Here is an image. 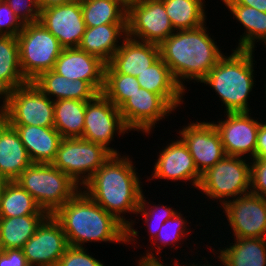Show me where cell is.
I'll use <instances>...</instances> for the list:
<instances>
[{
    "label": "cell",
    "mask_w": 266,
    "mask_h": 266,
    "mask_svg": "<svg viewBox=\"0 0 266 266\" xmlns=\"http://www.w3.org/2000/svg\"><path fill=\"white\" fill-rule=\"evenodd\" d=\"M126 155L113 154L81 189L127 227V243L135 245L139 232L134 224L139 222L127 220L125 215H136L143 184L133 159Z\"/></svg>",
    "instance_id": "6da1fadb"
},
{
    "label": "cell",
    "mask_w": 266,
    "mask_h": 266,
    "mask_svg": "<svg viewBox=\"0 0 266 266\" xmlns=\"http://www.w3.org/2000/svg\"><path fill=\"white\" fill-rule=\"evenodd\" d=\"M52 215L61 224L69 246L127 243V227L82 189Z\"/></svg>",
    "instance_id": "7a4b0ae2"
},
{
    "label": "cell",
    "mask_w": 266,
    "mask_h": 266,
    "mask_svg": "<svg viewBox=\"0 0 266 266\" xmlns=\"http://www.w3.org/2000/svg\"><path fill=\"white\" fill-rule=\"evenodd\" d=\"M206 24L176 30L159 45L160 57L183 90L187 89L185 81L200 83L224 55Z\"/></svg>",
    "instance_id": "3957f363"
},
{
    "label": "cell",
    "mask_w": 266,
    "mask_h": 266,
    "mask_svg": "<svg viewBox=\"0 0 266 266\" xmlns=\"http://www.w3.org/2000/svg\"><path fill=\"white\" fill-rule=\"evenodd\" d=\"M254 50L233 49L223 55L208 75L200 82L219 96L226 112H251L248 99L256 85ZM255 84V85H254Z\"/></svg>",
    "instance_id": "277c9868"
},
{
    "label": "cell",
    "mask_w": 266,
    "mask_h": 266,
    "mask_svg": "<svg viewBox=\"0 0 266 266\" xmlns=\"http://www.w3.org/2000/svg\"><path fill=\"white\" fill-rule=\"evenodd\" d=\"M15 181L49 215L81 190L78 184L52 164L32 163Z\"/></svg>",
    "instance_id": "5b68a950"
},
{
    "label": "cell",
    "mask_w": 266,
    "mask_h": 266,
    "mask_svg": "<svg viewBox=\"0 0 266 266\" xmlns=\"http://www.w3.org/2000/svg\"><path fill=\"white\" fill-rule=\"evenodd\" d=\"M250 176V159L225 156L202 174L197 189L206 198L214 201L216 199V202L219 200L222 206L226 201L250 192Z\"/></svg>",
    "instance_id": "8992f818"
},
{
    "label": "cell",
    "mask_w": 266,
    "mask_h": 266,
    "mask_svg": "<svg viewBox=\"0 0 266 266\" xmlns=\"http://www.w3.org/2000/svg\"><path fill=\"white\" fill-rule=\"evenodd\" d=\"M17 40L22 74L28 82L52 70L63 50L58 39L39 21L24 24Z\"/></svg>",
    "instance_id": "52a82bcc"
},
{
    "label": "cell",
    "mask_w": 266,
    "mask_h": 266,
    "mask_svg": "<svg viewBox=\"0 0 266 266\" xmlns=\"http://www.w3.org/2000/svg\"><path fill=\"white\" fill-rule=\"evenodd\" d=\"M0 108L9 125L54 127V101L33 82L7 92Z\"/></svg>",
    "instance_id": "ba28073f"
},
{
    "label": "cell",
    "mask_w": 266,
    "mask_h": 266,
    "mask_svg": "<svg viewBox=\"0 0 266 266\" xmlns=\"http://www.w3.org/2000/svg\"><path fill=\"white\" fill-rule=\"evenodd\" d=\"M112 155L105 146L81 137L63 138L51 164L83 187Z\"/></svg>",
    "instance_id": "9c48e42d"
},
{
    "label": "cell",
    "mask_w": 266,
    "mask_h": 266,
    "mask_svg": "<svg viewBox=\"0 0 266 266\" xmlns=\"http://www.w3.org/2000/svg\"><path fill=\"white\" fill-rule=\"evenodd\" d=\"M175 32L161 0H133L127 4V36L160 45Z\"/></svg>",
    "instance_id": "30bf717a"
},
{
    "label": "cell",
    "mask_w": 266,
    "mask_h": 266,
    "mask_svg": "<svg viewBox=\"0 0 266 266\" xmlns=\"http://www.w3.org/2000/svg\"><path fill=\"white\" fill-rule=\"evenodd\" d=\"M128 131L130 133L131 130L125 125L119 108L102 93L93 100L86 102L84 129L81 138L103 145L113 154H121L109 145L114 141L116 134L123 136L125 133L129 134Z\"/></svg>",
    "instance_id": "8fae6325"
},
{
    "label": "cell",
    "mask_w": 266,
    "mask_h": 266,
    "mask_svg": "<svg viewBox=\"0 0 266 266\" xmlns=\"http://www.w3.org/2000/svg\"><path fill=\"white\" fill-rule=\"evenodd\" d=\"M231 238H266V199L251 192L226 201L222 206Z\"/></svg>",
    "instance_id": "7c38bea8"
},
{
    "label": "cell",
    "mask_w": 266,
    "mask_h": 266,
    "mask_svg": "<svg viewBox=\"0 0 266 266\" xmlns=\"http://www.w3.org/2000/svg\"><path fill=\"white\" fill-rule=\"evenodd\" d=\"M119 111L131 131L150 136L155 125L175 109L161 95L140 88L119 107Z\"/></svg>",
    "instance_id": "4fadbf2b"
},
{
    "label": "cell",
    "mask_w": 266,
    "mask_h": 266,
    "mask_svg": "<svg viewBox=\"0 0 266 266\" xmlns=\"http://www.w3.org/2000/svg\"><path fill=\"white\" fill-rule=\"evenodd\" d=\"M225 114L227 116L225 119L212 121V123L220 134L226 156L255 158L261 120L258 121L259 118L252 117L249 112H226Z\"/></svg>",
    "instance_id": "5bb4252c"
},
{
    "label": "cell",
    "mask_w": 266,
    "mask_h": 266,
    "mask_svg": "<svg viewBox=\"0 0 266 266\" xmlns=\"http://www.w3.org/2000/svg\"><path fill=\"white\" fill-rule=\"evenodd\" d=\"M68 246L61 224L50 214L26 241L22 251L31 266H57Z\"/></svg>",
    "instance_id": "9a60e30c"
},
{
    "label": "cell",
    "mask_w": 266,
    "mask_h": 266,
    "mask_svg": "<svg viewBox=\"0 0 266 266\" xmlns=\"http://www.w3.org/2000/svg\"><path fill=\"white\" fill-rule=\"evenodd\" d=\"M179 130V137L187 145L198 172L202 175L226 156L221 137L211 122H189Z\"/></svg>",
    "instance_id": "2e32d148"
},
{
    "label": "cell",
    "mask_w": 266,
    "mask_h": 266,
    "mask_svg": "<svg viewBox=\"0 0 266 266\" xmlns=\"http://www.w3.org/2000/svg\"><path fill=\"white\" fill-rule=\"evenodd\" d=\"M39 22L63 48H78L86 30L81 0L41 9Z\"/></svg>",
    "instance_id": "e0dca14e"
},
{
    "label": "cell",
    "mask_w": 266,
    "mask_h": 266,
    "mask_svg": "<svg viewBox=\"0 0 266 266\" xmlns=\"http://www.w3.org/2000/svg\"><path fill=\"white\" fill-rule=\"evenodd\" d=\"M178 138L175 141L171 140L159 151L151 178L149 176L147 180L190 181V185L197 189L202 175L198 172L187 145L180 137Z\"/></svg>",
    "instance_id": "ac0fdd59"
},
{
    "label": "cell",
    "mask_w": 266,
    "mask_h": 266,
    "mask_svg": "<svg viewBox=\"0 0 266 266\" xmlns=\"http://www.w3.org/2000/svg\"><path fill=\"white\" fill-rule=\"evenodd\" d=\"M106 63L79 48H63L53 70L69 80L87 81L99 94L104 87Z\"/></svg>",
    "instance_id": "d6986e66"
},
{
    "label": "cell",
    "mask_w": 266,
    "mask_h": 266,
    "mask_svg": "<svg viewBox=\"0 0 266 266\" xmlns=\"http://www.w3.org/2000/svg\"><path fill=\"white\" fill-rule=\"evenodd\" d=\"M160 58V47L126 36L108 63L117 73L137 76Z\"/></svg>",
    "instance_id": "ffe728a7"
},
{
    "label": "cell",
    "mask_w": 266,
    "mask_h": 266,
    "mask_svg": "<svg viewBox=\"0 0 266 266\" xmlns=\"http://www.w3.org/2000/svg\"><path fill=\"white\" fill-rule=\"evenodd\" d=\"M18 132L32 163L51 164L63 137L54 127L10 125Z\"/></svg>",
    "instance_id": "44dd1931"
},
{
    "label": "cell",
    "mask_w": 266,
    "mask_h": 266,
    "mask_svg": "<svg viewBox=\"0 0 266 266\" xmlns=\"http://www.w3.org/2000/svg\"><path fill=\"white\" fill-rule=\"evenodd\" d=\"M127 36V24H105L86 27L79 49L108 64ZM120 40V42H119Z\"/></svg>",
    "instance_id": "7402d4cb"
},
{
    "label": "cell",
    "mask_w": 266,
    "mask_h": 266,
    "mask_svg": "<svg viewBox=\"0 0 266 266\" xmlns=\"http://www.w3.org/2000/svg\"><path fill=\"white\" fill-rule=\"evenodd\" d=\"M136 78L141 88L161 95L175 110L183 104L186 91L176 82L161 57Z\"/></svg>",
    "instance_id": "603a6c76"
},
{
    "label": "cell",
    "mask_w": 266,
    "mask_h": 266,
    "mask_svg": "<svg viewBox=\"0 0 266 266\" xmlns=\"http://www.w3.org/2000/svg\"><path fill=\"white\" fill-rule=\"evenodd\" d=\"M32 82L53 101L63 99L91 101L99 94L87 81L69 80L53 69L41 73Z\"/></svg>",
    "instance_id": "cb8c5ba5"
},
{
    "label": "cell",
    "mask_w": 266,
    "mask_h": 266,
    "mask_svg": "<svg viewBox=\"0 0 266 266\" xmlns=\"http://www.w3.org/2000/svg\"><path fill=\"white\" fill-rule=\"evenodd\" d=\"M31 164L18 132L6 122L0 128V173L15 181Z\"/></svg>",
    "instance_id": "d4e9b609"
},
{
    "label": "cell",
    "mask_w": 266,
    "mask_h": 266,
    "mask_svg": "<svg viewBox=\"0 0 266 266\" xmlns=\"http://www.w3.org/2000/svg\"><path fill=\"white\" fill-rule=\"evenodd\" d=\"M234 243L210 250L224 266H266V238H233ZM232 244V245H231Z\"/></svg>",
    "instance_id": "484cf974"
},
{
    "label": "cell",
    "mask_w": 266,
    "mask_h": 266,
    "mask_svg": "<svg viewBox=\"0 0 266 266\" xmlns=\"http://www.w3.org/2000/svg\"><path fill=\"white\" fill-rule=\"evenodd\" d=\"M233 14L236 21L243 25L244 33L240 35L239 43L234 49L256 50V43L260 41L266 45V12L253 7L238 4H224Z\"/></svg>",
    "instance_id": "4316f807"
},
{
    "label": "cell",
    "mask_w": 266,
    "mask_h": 266,
    "mask_svg": "<svg viewBox=\"0 0 266 266\" xmlns=\"http://www.w3.org/2000/svg\"><path fill=\"white\" fill-rule=\"evenodd\" d=\"M28 81L20 66L19 44L15 36L0 35V99Z\"/></svg>",
    "instance_id": "83f0119b"
},
{
    "label": "cell",
    "mask_w": 266,
    "mask_h": 266,
    "mask_svg": "<svg viewBox=\"0 0 266 266\" xmlns=\"http://www.w3.org/2000/svg\"><path fill=\"white\" fill-rule=\"evenodd\" d=\"M48 215L0 217V250L22 249Z\"/></svg>",
    "instance_id": "f1b7e54d"
},
{
    "label": "cell",
    "mask_w": 266,
    "mask_h": 266,
    "mask_svg": "<svg viewBox=\"0 0 266 266\" xmlns=\"http://www.w3.org/2000/svg\"><path fill=\"white\" fill-rule=\"evenodd\" d=\"M86 27L127 24V3L123 0H81Z\"/></svg>",
    "instance_id": "f546056e"
},
{
    "label": "cell",
    "mask_w": 266,
    "mask_h": 266,
    "mask_svg": "<svg viewBox=\"0 0 266 266\" xmlns=\"http://www.w3.org/2000/svg\"><path fill=\"white\" fill-rule=\"evenodd\" d=\"M87 101H54V128L63 138L82 137Z\"/></svg>",
    "instance_id": "4dcf8cb0"
},
{
    "label": "cell",
    "mask_w": 266,
    "mask_h": 266,
    "mask_svg": "<svg viewBox=\"0 0 266 266\" xmlns=\"http://www.w3.org/2000/svg\"><path fill=\"white\" fill-rule=\"evenodd\" d=\"M174 30H187L206 23L205 0H161Z\"/></svg>",
    "instance_id": "1f68e13d"
},
{
    "label": "cell",
    "mask_w": 266,
    "mask_h": 266,
    "mask_svg": "<svg viewBox=\"0 0 266 266\" xmlns=\"http://www.w3.org/2000/svg\"><path fill=\"white\" fill-rule=\"evenodd\" d=\"M49 215L18 182L9 181L0 198V217Z\"/></svg>",
    "instance_id": "d6a6232c"
},
{
    "label": "cell",
    "mask_w": 266,
    "mask_h": 266,
    "mask_svg": "<svg viewBox=\"0 0 266 266\" xmlns=\"http://www.w3.org/2000/svg\"><path fill=\"white\" fill-rule=\"evenodd\" d=\"M186 224H188L186 218H183L181 211H177L171 218L167 219L162 224L155 239L151 242V246L154 244L155 247H148L150 250L147 249V253H143L144 256L141 255V258L148 260H160L161 255L160 257H158V255L162 253L160 251L161 249L167 246V248H173L175 250L179 245H182L181 241L183 242L184 238L186 239V236L188 237L191 235V229H187L188 225ZM155 248V253L157 255L153 253V249Z\"/></svg>",
    "instance_id": "836d02e7"
},
{
    "label": "cell",
    "mask_w": 266,
    "mask_h": 266,
    "mask_svg": "<svg viewBox=\"0 0 266 266\" xmlns=\"http://www.w3.org/2000/svg\"><path fill=\"white\" fill-rule=\"evenodd\" d=\"M140 88L135 76L119 74L109 64H106L102 94L116 107L119 108L130 95Z\"/></svg>",
    "instance_id": "e575fe53"
},
{
    "label": "cell",
    "mask_w": 266,
    "mask_h": 266,
    "mask_svg": "<svg viewBox=\"0 0 266 266\" xmlns=\"http://www.w3.org/2000/svg\"><path fill=\"white\" fill-rule=\"evenodd\" d=\"M144 194L145 192L142 193L136 216L140 214L139 216L144 218L142 221L144 222L146 228H148V231L146 232L149 233V241L152 242L162 224L167 219L171 218L178 210H176V208L170 207V205L167 207V205L164 204H151V201L147 202L148 200H146L147 198Z\"/></svg>",
    "instance_id": "d590c367"
},
{
    "label": "cell",
    "mask_w": 266,
    "mask_h": 266,
    "mask_svg": "<svg viewBox=\"0 0 266 266\" xmlns=\"http://www.w3.org/2000/svg\"><path fill=\"white\" fill-rule=\"evenodd\" d=\"M85 248L68 246L57 266H105L102 261L95 259L92 254L90 255L88 249Z\"/></svg>",
    "instance_id": "8d00e7d4"
},
{
    "label": "cell",
    "mask_w": 266,
    "mask_h": 266,
    "mask_svg": "<svg viewBox=\"0 0 266 266\" xmlns=\"http://www.w3.org/2000/svg\"><path fill=\"white\" fill-rule=\"evenodd\" d=\"M23 24L35 23L40 20L38 0H5Z\"/></svg>",
    "instance_id": "74e56055"
},
{
    "label": "cell",
    "mask_w": 266,
    "mask_h": 266,
    "mask_svg": "<svg viewBox=\"0 0 266 266\" xmlns=\"http://www.w3.org/2000/svg\"><path fill=\"white\" fill-rule=\"evenodd\" d=\"M24 24L5 2L0 0V35L15 36L23 30Z\"/></svg>",
    "instance_id": "f35d334b"
},
{
    "label": "cell",
    "mask_w": 266,
    "mask_h": 266,
    "mask_svg": "<svg viewBox=\"0 0 266 266\" xmlns=\"http://www.w3.org/2000/svg\"><path fill=\"white\" fill-rule=\"evenodd\" d=\"M250 163V192L266 199V158H253Z\"/></svg>",
    "instance_id": "ab89813d"
},
{
    "label": "cell",
    "mask_w": 266,
    "mask_h": 266,
    "mask_svg": "<svg viewBox=\"0 0 266 266\" xmlns=\"http://www.w3.org/2000/svg\"><path fill=\"white\" fill-rule=\"evenodd\" d=\"M0 266H31L22 249L0 250Z\"/></svg>",
    "instance_id": "60d3db41"
},
{
    "label": "cell",
    "mask_w": 266,
    "mask_h": 266,
    "mask_svg": "<svg viewBox=\"0 0 266 266\" xmlns=\"http://www.w3.org/2000/svg\"><path fill=\"white\" fill-rule=\"evenodd\" d=\"M255 158H266V121L261 123L257 134Z\"/></svg>",
    "instance_id": "b9f144b4"
},
{
    "label": "cell",
    "mask_w": 266,
    "mask_h": 266,
    "mask_svg": "<svg viewBox=\"0 0 266 266\" xmlns=\"http://www.w3.org/2000/svg\"><path fill=\"white\" fill-rule=\"evenodd\" d=\"M223 4H238L266 12V0H221Z\"/></svg>",
    "instance_id": "7bdbcfd3"
},
{
    "label": "cell",
    "mask_w": 266,
    "mask_h": 266,
    "mask_svg": "<svg viewBox=\"0 0 266 266\" xmlns=\"http://www.w3.org/2000/svg\"><path fill=\"white\" fill-rule=\"evenodd\" d=\"M174 263H172V266H181L180 262H178V259H173ZM137 261V266H170L169 264L167 265V263H164L162 259L160 260H148V259H143L141 257H139V260ZM162 261V262H161Z\"/></svg>",
    "instance_id": "ee69618b"
},
{
    "label": "cell",
    "mask_w": 266,
    "mask_h": 266,
    "mask_svg": "<svg viewBox=\"0 0 266 266\" xmlns=\"http://www.w3.org/2000/svg\"><path fill=\"white\" fill-rule=\"evenodd\" d=\"M72 1H76V0H38V4L41 10L44 8H49V7L57 6L60 4H66Z\"/></svg>",
    "instance_id": "f6af8a7d"
},
{
    "label": "cell",
    "mask_w": 266,
    "mask_h": 266,
    "mask_svg": "<svg viewBox=\"0 0 266 266\" xmlns=\"http://www.w3.org/2000/svg\"><path fill=\"white\" fill-rule=\"evenodd\" d=\"M9 182V180L0 173V198L3 194V191L7 185V183Z\"/></svg>",
    "instance_id": "bcb514c9"
},
{
    "label": "cell",
    "mask_w": 266,
    "mask_h": 266,
    "mask_svg": "<svg viewBox=\"0 0 266 266\" xmlns=\"http://www.w3.org/2000/svg\"><path fill=\"white\" fill-rule=\"evenodd\" d=\"M205 262H206V263H204V264L202 265L203 262H201V264H200V263H199V264H198V263L195 264V263L192 261L193 264H191V263L187 264V263H186V264L183 265V264L181 263V266H216V265H210V263L208 262V259H206ZM208 263H209V264H208ZM219 263H221V265L224 266L223 263H222L221 261H220Z\"/></svg>",
    "instance_id": "7dc6e473"
},
{
    "label": "cell",
    "mask_w": 266,
    "mask_h": 266,
    "mask_svg": "<svg viewBox=\"0 0 266 266\" xmlns=\"http://www.w3.org/2000/svg\"><path fill=\"white\" fill-rule=\"evenodd\" d=\"M6 123V118L3 110L0 108V128Z\"/></svg>",
    "instance_id": "c3c4849f"
},
{
    "label": "cell",
    "mask_w": 266,
    "mask_h": 266,
    "mask_svg": "<svg viewBox=\"0 0 266 266\" xmlns=\"http://www.w3.org/2000/svg\"><path fill=\"white\" fill-rule=\"evenodd\" d=\"M265 48H266V45H265ZM266 76V75H265ZM266 80V79H265ZM266 82V81H265ZM265 85V99H266V83H264Z\"/></svg>",
    "instance_id": "681fc988"
},
{
    "label": "cell",
    "mask_w": 266,
    "mask_h": 266,
    "mask_svg": "<svg viewBox=\"0 0 266 266\" xmlns=\"http://www.w3.org/2000/svg\"><path fill=\"white\" fill-rule=\"evenodd\" d=\"M124 2H126L127 4L130 3L133 0H123Z\"/></svg>",
    "instance_id": "f907efd6"
}]
</instances>
